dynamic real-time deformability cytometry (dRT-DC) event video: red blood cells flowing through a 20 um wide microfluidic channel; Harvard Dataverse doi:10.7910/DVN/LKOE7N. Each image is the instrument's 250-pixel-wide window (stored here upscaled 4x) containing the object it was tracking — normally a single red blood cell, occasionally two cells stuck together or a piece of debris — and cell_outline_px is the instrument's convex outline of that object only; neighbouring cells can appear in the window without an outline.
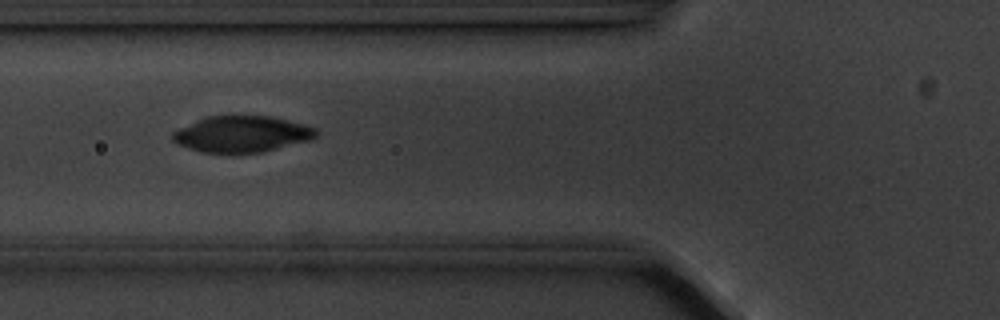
{"species": "common noctule bat (a hibernating species)", "species_latin": "Nyctalus noctula", "temperature_condition": "cold", "stored_images_in_passage": 10, "camera_frame_rate_fps": 3000, "um_per_image_px": 0.085, "animal": {"sex": "male", "body_mass_g": 20.1, "forearm_length_mm": 53.5}, "frame": {"image": 1, "passage_image": 6, "time_ms": 5.667, "image_size_px": [1000, 320], "cell_outline_px": [[316, 136], [312, 140], [260, 152], [200, 152], [176, 144], [172, 140], [172, 132], [196, 120], [208, 116], [272, 116], [288, 120], [316, 128]], "centroid_in_image_um": [20.54, 11.39], "position_along_channel_um": 105.3, "area_um2": 30.06}}